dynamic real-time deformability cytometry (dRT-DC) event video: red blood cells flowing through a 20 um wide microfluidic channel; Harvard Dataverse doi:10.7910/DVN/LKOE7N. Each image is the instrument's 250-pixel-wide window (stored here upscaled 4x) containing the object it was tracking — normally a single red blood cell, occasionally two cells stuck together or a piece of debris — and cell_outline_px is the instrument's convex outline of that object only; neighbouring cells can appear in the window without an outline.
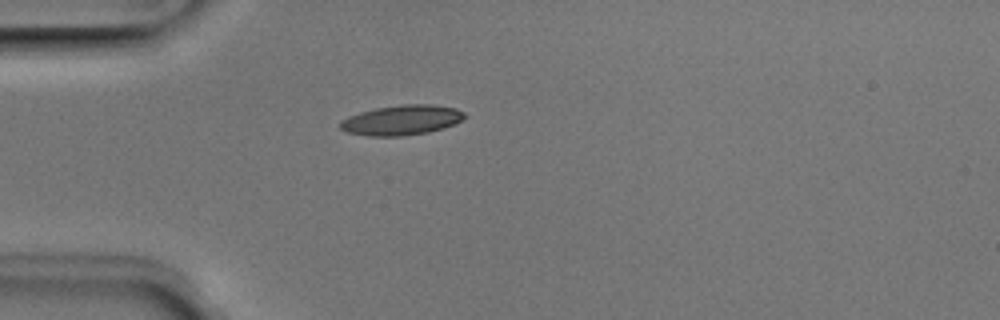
{"species": "Egyptian fruit bat (a non-hibernating species)", "species_latin": "Rousettus aegyptiacus", "temperature_condition": "room temperature", "stored_images_in_passage": 1, "camera_frame_rate_fps": 3000, "um_per_image_px": 0.085, "animal": {"sex": "male"}, "frame": {"image": 1, "passage_image": 1, "time_ms": 0.0, "image_size_px": [1000, 320], "cell_outline_px": [[468, 116], [444, 128], [428, 132], [400, 136], [368, 136], [348, 132], [340, 128], [340, 120], [348, 116], [360, 112], [376, 108], [404, 104], [432, 104], [456, 108], [464, 112]], "centroid_in_image_um": [34.14, 10.2], "position_along_channel_um": 50.9, "area_um2": 21.68}}